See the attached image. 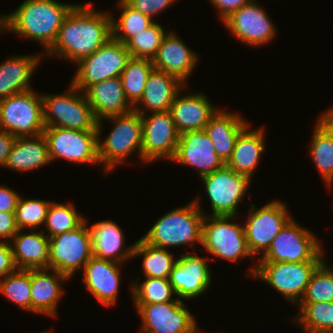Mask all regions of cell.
Wrapping results in <instances>:
<instances>
[{
	"instance_id": "6da1fadb",
	"label": "cell",
	"mask_w": 333,
	"mask_h": 333,
	"mask_svg": "<svg viewBox=\"0 0 333 333\" xmlns=\"http://www.w3.org/2000/svg\"><path fill=\"white\" fill-rule=\"evenodd\" d=\"M92 6V2L73 6L45 57L50 59L54 56L76 64L112 38V14Z\"/></svg>"
},
{
	"instance_id": "7a4b0ae2",
	"label": "cell",
	"mask_w": 333,
	"mask_h": 333,
	"mask_svg": "<svg viewBox=\"0 0 333 333\" xmlns=\"http://www.w3.org/2000/svg\"><path fill=\"white\" fill-rule=\"evenodd\" d=\"M73 4L56 0H24L7 13L8 30L42 44L46 53L55 43L60 27Z\"/></svg>"
},
{
	"instance_id": "3957f363",
	"label": "cell",
	"mask_w": 333,
	"mask_h": 333,
	"mask_svg": "<svg viewBox=\"0 0 333 333\" xmlns=\"http://www.w3.org/2000/svg\"><path fill=\"white\" fill-rule=\"evenodd\" d=\"M199 197L160 216L141 239L150 246L164 249L201 244L205 211Z\"/></svg>"
},
{
	"instance_id": "277c9868",
	"label": "cell",
	"mask_w": 333,
	"mask_h": 333,
	"mask_svg": "<svg viewBox=\"0 0 333 333\" xmlns=\"http://www.w3.org/2000/svg\"><path fill=\"white\" fill-rule=\"evenodd\" d=\"M104 120H111L114 127L107 137L101 139ZM98 160L109 173L118 165L125 164L129 156L136 152L142 161V118L134 109L120 115H113L97 121ZM139 154V155H138Z\"/></svg>"
},
{
	"instance_id": "5b68a950",
	"label": "cell",
	"mask_w": 333,
	"mask_h": 333,
	"mask_svg": "<svg viewBox=\"0 0 333 333\" xmlns=\"http://www.w3.org/2000/svg\"><path fill=\"white\" fill-rule=\"evenodd\" d=\"M68 87L65 93L41 94L45 127L97 130V120L84 92L72 83Z\"/></svg>"
},
{
	"instance_id": "8992f818",
	"label": "cell",
	"mask_w": 333,
	"mask_h": 333,
	"mask_svg": "<svg viewBox=\"0 0 333 333\" xmlns=\"http://www.w3.org/2000/svg\"><path fill=\"white\" fill-rule=\"evenodd\" d=\"M324 253L318 237L292 218L258 262H323Z\"/></svg>"
},
{
	"instance_id": "52a82bcc",
	"label": "cell",
	"mask_w": 333,
	"mask_h": 333,
	"mask_svg": "<svg viewBox=\"0 0 333 333\" xmlns=\"http://www.w3.org/2000/svg\"><path fill=\"white\" fill-rule=\"evenodd\" d=\"M322 262H257L246 276L267 283L292 304L302 300L307 285Z\"/></svg>"
},
{
	"instance_id": "ba28073f",
	"label": "cell",
	"mask_w": 333,
	"mask_h": 333,
	"mask_svg": "<svg viewBox=\"0 0 333 333\" xmlns=\"http://www.w3.org/2000/svg\"><path fill=\"white\" fill-rule=\"evenodd\" d=\"M43 100L33 89L0 100V130L17 137L43 134Z\"/></svg>"
},
{
	"instance_id": "9c48e42d",
	"label": "cell",
	"mask_w": 333,
	"mask_h": 333,
	"mask_svg": "<svg viewBox=\"0 0 333 333\" xmlns=\"http://www.w3.org/2000/svg\"><path fill=\"white\" fill-rule=\"evenodd\" d=\"M131 58L126 44L111 38L91 55L81 59L71 83L85 92L91 85L122 74Z\"/></svg>"
},
{
	"instance_id": "30bf717a",
	"label": "cell",
	"mask_w": 333,
	"mask_h": 333,
	"mask_svg": "<svg viewBox=\"0 0 333 333\" xmlns=\"http://www.w3.org/2000/svg\"><path fill=\"white\" fill-rule=\"evenodd\" d=\"M236 218V216L205 215L201 245L213 257L232 262L252 257L248 249L244 226L233 223Z\"/></svg>"
},
{
	"instance_id": "8fae6325",
	"label": "cell",
	"mask_w": 333,
	"mask_h": 333,
	"mask_svg": "<svg viewBox=\"0 0 333 333\" xmlns=\"http://www.w3.org/2000/svg\"><path fill=\"white\" fill-rule=\"evenodd\" d=\"M88 220L69 232L49 237V269L69 279L93 256L92 237Z\"/></svg>"
},
{
	"instance_id": "7c38bea8",
	"label": "cell",
	"mask_w": 333,
	"mask_h": 333,
	"mask_svg": "<svg viewBox=\"0 0 333 333\" xmlns=\"http://www.w3.org/2000/svg\"><path fill=\"white\" fill-rule=\"evenodd\" d=\"M51 162L64 159L73 164H99L97 130H74L62 127H45Z\"/></svg>"
},
{
	"instance_id": "4fadbf2b",
	"label": "cell",
	"mask_w": 333,
	"mask_h": 333,
	"mask_svg": "<svg viewBox=\"0 0 333 333\" xmlns=\"http://www.w3.org/2000/svg\"><path fill=\"white\" fill-rule=\"evenodd\" d=\"M204 191L211 204L210 216H237L238 206L247 195L251 179L238 174L226 165L201 177Z\"/></svg>"
},
{
	"instance_id": "5bb4252c",
	"label": "cell",
	"mask_w": 333,
	"mask_h": 333,
	"mask_svg": "<svg viewBox=\"0 0 333 333\" xmlns=\"http://www.w3.org/2000/svg\"><path fill=\"white\" fill-rule=\"evenodd\" d=\"M249 205L244 232L248 249L254 257L259 252L263 255L267 252L273 239L293 217L288 214L287 204L281 200L268 201L259 208Z\"/></svg>"
},
{
	"instance_id": "9a60e30c",
	"label": "cell",
	"mask_w": 333,
	"mask_h": 333,
	"mask_svg": "<svg viewBox=\"0 0 333 333\" xmlns=\"http://www.w3.org/2000/svg\"><path fill=\"white\" fill-rule=\"evenodd\" d=\"M141 320L142 333H197L195 317L183 300L166 303L134 304Z\"/></svg>"
},
{
	"instance_id": "2e32d148",
	"label": "cell",
	"mask_w": 333,
	"mask_h": 333,
	"mask_svg": "<svg viewBox=\"0 0 333 333\" xmlns=\"http://www.w3.org/2000/svg\"><path fill=\"white\" fill-rule=\"evenodd\" d=\"M142 118V161L164 158L172 161L178 145V132L170 111L141 114Z\"/></svg>"
},
{
	"instance_id": "e0dca14e",
	"label": "cell",
	"mask_w": 333,
	"mask_h": 333,
	"mask_svg": "<svg viewBox=\"0 0 333 333\" xmlns=\"http://www.w3.org/2000/svg\"><path fill=\"white\" fill-rule=\"evenodd\" d=\"M256 0H251L223 20L232 36L247 46H262L276 37V25ZM275 36V37H274Z\"/></svg>"
},
{
	"instance_id": "ac0fdd59",
	"label": "cell",
	"mask_w": 333,
	"mask_h": 333,
	"mask_svg": "<svg viewBox=\"0 0 333 333\" xmlns=\"http://www.w3.org/2000/svg\"><path fill=\"white\" fill-rule=\"evenodd\" d=\"M172 162L195 167L199 178L226 165L217 155L213 142L204 129L180 134Z\"/></svg>"
},
{
	"instance_id": "d6986e66",
	"label": "cell",
	"mask_w": 333,
	"mask_h": 333,
	"mask_svg": "<svg viewBox=\"0 0 333 333\" xmlns=\"http://www.w3.org/2000/svg\"><path fill=\"white\" fill-rule=\"evenodd\" d=\"M184 251L185 254L178 257L169 281L179 299L190 300L203 295L210 288L212 272L207 263L208 257L206 259L198 254L194 255L193 252L189 254L190 251Z\"/></svg>"
},
{
	"instance_id": "ffe728a7",
	"label": "cell",
	"mask_w": 333,
	"mask_h": 333,
	"mask_svg": "<svg viewBox=\"0 0 333 333\" xmlns=\"http://www.w3.org/2000/svg\"><path fill=\"white\" fill-rule=\"evenodd\" d=\"M198 54L186 45L176 32L170 30L161 41L152 59L154 69L175 76L185 85L197 66Z\"/></svg>"
},
{
	"instance_id": "44dd1931",
	"label": "cell",
	"mask_w": 333,
	"mask_h": 333,
	"mask_svg": "<svg viewBox=\"0 0 333 333\" xmlns=\"http://www.w3.org/2000/svg\"><path fill=\"white\" fill-rule=\"evenodd\" d=\"M121 263L92 256L83 268L85 288L105 307L116 304L121 279Z\"/></svg>"
},
{
	"instance_id": "7402d4cb",
	"label": "cell",
	"mask_w": 333,
	"mask_h": 333,
	"mask_svg": "<svg viewBox=\"0 0 333 333\" xmlns=\"http://www.w3.org/2000/svg\"><path fill=\"white\" fill-rule=\"evenodd\" d=\"M181 94L176 95L169 109L178 132L204 129L218 109L203 93Z\"/></svg>"
},
{
	"instance_id": "603a6c76",
	"label": "cell",
	"mask_w": 333,
	"mask_h": 333,
	"mask_svg": "<svg viewBox=\"0 0 333 333\" xmlns=\"http://www.w3.org/2000/svg\"><path fill=\"white\" fill-rule=\"evenodd\" d=\"M30 279L31 312L56 317L57 306L65 293L61 282L69 278L56 270L45 268L30 269Z\"/></svg>"
},
{
	"instance_id": "cb8c5ba5",
	"label": "cell",
	"mask_w": 333,
	"mask_h": 333,
	"mask_svg": "<svg viewBox=\"0 0 333 333\" xmlns=\"http://www.w3.org/2000/svg\"><path fill=\"white\" fill-rule=\"evenodd\" d=\"M186 87L175 76L153 69L147 78L141 99L133 106L134 110L140 114H146L147 111H168L176 95Z\"/></svg>"
},
{
	"instance_id": "d4e9b609",
	"label": "cell",
	"mask_w": 333,
	"mask_h": 333,
	"mask_svg": "<svg viewBox=\"0 0 333 333\" xmlns=\"http://www.w3.org/2000/svg\"><path fill=\"white\" fill-rule=\"evenodd\" d=\"M84 94L97 121L134 109L125 96L120 76L91 85Z\"/></svg>"
},
{
	"instance_id": "484cf974",
	"label": "cell",
	"mask_w": 333,
	"mask_h": 333,
	"mask_svg": "<svg viewBox=\"0 0 333 333\" xmlns=\"http://www.w3.org/2000/svg\"><path fill=\"white\" fill-rule=\"evenodd\" d=\"M89 228L94 257L121 264L130 258L133 259L135 243L124 247V232L118 224L111 220H100L91 224Z\"/></svg>"
},
{
	"instance_id": "4316f807",
	"label": "cell",
	"mask_w": 333,
	"mask_h": 333,
	"mask_svg": "<svg viewBox=\"0 0 333 333\" xmlns=\"http://www.w3.org/2000/svg\"><path fill=\"white\" fill-rule=\"evenodd\" d=\"M250 129L249 122L238 135L226 166L252 180L265 149V129L263 126L253 130Z\"/></svg>"
},
{
	"instance_id": "83f0119b",
	"label": "cell",
	"mask_w": 333,
	"mask_h": 333,
	"mask_svg": "<svg viewBox=\"0 0 333 333\" xmlns=\"http://www.w3.org/2000/svg\"><path fill=\"white\" fill-rule=\"evenodd\" d=\"M19 229L9 241L13 257L18 269H45L49 268V238L42 229L29 230L22 233Z\"/></svg>"
},
{
	"instance_id": "f1b7e54d",
	"label": "cell",
	"mask_w": 333,
	"mask_h": 333,
	"mask_svg": "<svg viewBox=\"0 0 333 333\" xmlns=\"http://www.w3.org/2000/svg\"><path fill=\"white\" fill-rule=\"evenodd\" d=\"M248 124L242 115L219 109L204 128L225 164L232 155L238 135Z\"/></svg>"
},
{
	"instance_id": "f546056e",
	"label": "cell",
	"mask_w": 333,
	"mask_h": 333,
	"mask_svg": "<svg viewBox=\"0 0 333 333\" xmlns=\"http://www.w3.org/2000/svg\"><path fill=\"white\" fill-rule=\"evenodd\" d=\"M41 57L40 54L14 55L0 63V100L32 89L30 80Z\"/></svg>"
},
{
	"instance_id": "4dcf8cb0",
	"label": "cell",
	"mask_w": 333,
	"mask_h": 333,
	"mask_svg": "<svg viewBox=\"0 0 333 333\" xmlns=\"http://www.w3.org/2000/svg\"><path fill=\"white\" fill-rule=\"evenodd\" d=\"M46 137L43 134L36 136L17 137L5 168L18 172H27L50 164Z\"/></svg>"
},
{
	"instance_id": "1f68e13d",
	"label": "cell",
	"mask_w": 333,
	"mask_h": 333,
	"mask_svg": "<svg viewBox=\"0 0 333 333\" xmlns=\"http://www.w3.org/2000/svg\"><path fill=\"white\" fill-rule=\"evenodd\" d=\"M309 156L327 188L333 187V126L320 115L310 140Z\"/></svg>"
},
{
	"instance_id": "d6a6232c",
	"label": "cell",
	"mask_w": 333,
	"mask_h": 333,
	"mask_svg": "<svg viewBox=\"0 0 333 333\" xmlns=\"http://www.w3.org/2000/svg\"><path fill=\"white\" fill-rule=\"evenodd\" d=\"M143 256L142 269L145 277L169 279L178 257L164 248H157L145 243L141 238L135 242L133 258Z\"/></svg>"
},
{
	"instance_id": "836d02e7",
	"label": "cell",
	"mask_w": 333,
	"mask_h": 333,
	"mask_svg": "<svg viewBox=\"0 0 333 333\" xmlns=\"http://www.w3.org/2000/svg\"><path fill=\"white\" fill-rule=\"evenodd\" d=\"M293 321L305 333H333V302L299 303Z\"/></svg>"
},
{
	"instance_id": "e575fe53",
	"label": "cell",
	"mask_w": 333,
	"mask_h": 333,
	"mask_svg": "<svg viewBox=\"0 0 333 333\" xmlns=\"http://www.w3.org/2000/svg\"><path fill=\"white\" fill-rule=\"evenodd\" d=\"M117 2L121 14L118 20L112 16V38L126 44L133 36L150 26L154 20L131 7L125 0Z\"/></svg>"
},
{
	"instance_id": "d590c367",
	"label": "cell",
	"mask_w": 333,
	"mask_h": 333,
	"mask_svg": "<svg viewBox=\"0 0 333 333\" xmlns=\"http://www.w3.org/2000/svg\"><path fill=\"white\" fill-rule=\"evenodd\" d=\"M154 69L152 60L131 57L120 75L125 96L134 106L143 94L147 78Z\"/></svg>"
},
{
	"instance_id": "8d00e7d4",
	"label": "cell",
	"mask_w": 333,
	"mask_h": 333,
	"mask_svg": "<svg viewBox=\"0 0 333 333\" xmlns=\"http://www.w3.org/2000/svg\"><path fill=\"white\" fill-rule=\"evenodd\" d=\"M85 219L77 212L72 202L64 204L54 201L49 206L44 223L45 230L42 231L49 238L75 229Z\"/></svg>"
},
{
	"instance_id": "74e56055",
	"label": "cell",
	"mask_w": 333,
	"mask_h": 333,
	"mask_svg": "<svg viewBox=\"0 0 333 333\" xmlns=\"http://www.w3.org/2000/svg\"><path fill=\"white\" fill-rule=\"evenodd\" d=\"M138 279L139 276L130 288L134 304L166 303L176 299L169 279L146 277L141 284H137Z\"/></svg>"
},
{
	"instance_id": "f35d334b",
	"label": "cell",
	"mask_w": 333,
	"mask_h": 333,
	"mask_svg": "<svg viewBox=\"0 0 333 333\" xmlns=\"http://www.w3.org/2000/svg\"><path fill=\"white\" fill-rule=\"evenodd\" d=\"M0 293L21 309L31 312L30 269H17L0 279Z\"/></svg>"
},
{
	"instance_id": "ab89813d",
	"label": "cell",
	"mask_w": 333,
	"mask_h": 333,
	"mask_svg": "<svg viewBox=\"0 0 333 333\" xmlns=\"http://www.w3.org/2000/svg\"><path fill=\"white\" fill-rule=\"evenodd\" d=\"M162 26L154 21L150 26L133 36L126 43L131 57L152 60L167 33Z\"/></svg>"
},
{
	"instance_id": "60d3db41",
	"label": "cell",
	"mask_w": 333,
	"mask_h": 333,
	"mask_svg": "<svg viewBox=\"0 0 333 333\" xmlns=\"http://www.w3.org/2000/svg\"><path fill=\"white\" fill-rule=\"evenodd\" d=\"M324 260L314 271L300 303L333 302V267Z\"/></svg>"
},
{
	"instance_id": "b9f144b4",
	"label": "cell",
	"mask_w": 333,
	"mask_h": 333,
	"mask_svg": "<svg viewBox=\"0 0 333 333\" xmlns=\"http://www.w3.org/2000/svg\"><path fill=\"white\" fill-rule=\"evenodd\" d=\"M51 202L44 199H25L21 196L15 210L17 227L22 230H35L44 226Z\"/></svg>"
},
{
	"instance_id": "7bdbcfd3",
	"label": "cell",
	"mask_w": 333,
	"mask_h": 333,
	"mask_svg": "<svg viewBox=\"0 0 333 333\" xmlns=\"http://www.w3.org/2000/svg\"><path fill=\"white\" fill-rule=\"evenodd\" d=\"M131 7L139 10L142 14L150 17L155 21L154 17L159 13L168 9L177 0H125Z\"/></svg>"
},
{
	"instance_id": "ee69618b",
	"label": "cell",
	"mask_w": 333,
	"mask_h": 333,
	"mask_svg": "<svg viewBox=\"0 0 333 333\" xmlns=\"http://www.w3.org/2000/svg\"><path fill=\"white\" fill-rule=\"evenodd\" d=\"M17 269L10 242L0 241V278H4Z\"/></svg>"
},
{
	"instance_id": "f6af8a7d",
	"label": "cell",
	"mask_w": 333,
	"mask_h": 333,
	"mask_svg": "<svg viewBox=\"0 0 333 333\" xmlns=\"http://www.w3.org/2000/svg\"><path fill=\"white\" fill-rule=\"evenodd\" d=\"M18 230L15 212L0 211V241H10Z\"/></svg>"
},
{
	"instance_id": "bcb514c9",
	"label": "cell",
	"mask_w": 333,
	"mask_h": 333,
	"mask_svg": "<svg viewBox=\"0 0 333 333\" xmlns=\"http://www.w3.org/2000/svg\"><path fill=\"white\" fill-rule=\"evenodd\" d=\"M211 4L217 9V13L219 14V18L223 21L226 19L231 13L238 10L243 5L248 4L251 0H209Z\"/></svg>"
},
{
	"instance_id": "7dc6e473",
	"label": "cell",
	"mask_w": 333,
	"mask_h": 333,
	"mask_svg": "<svg viewBox=\"0 0 333 333\" xmlns=\"http://www.w3.org/2000/svg\"><path fill=\"white\" fill-rule=\"evenodd\" d=\"M21 195L5 185H0V211L15 212Z\"/></svg>"
},
{
	"instance_id": "c3c4849f",
	"label": "cell",
	"mask_w": 333,
	"mask_h": 333,
	"mask_svg": "<svg viewBox=\"0 0 333 333\" xmlns=\"http://www.w3.org/2000/svg\"><path fill=\"white\" fill-rule=\"evenodd\" d=\"M15 140L16 137L13 134L0 130V167H5Z\"/></svg>"
},
{
	"instance_id": "681fc988",
	"label": "cell",
	"mask_w": 333,
	"mask_h": 333,
	"mask_svg": "<svg viewBox=\"0 0 333 333\" xmlns=\"http://www.w3.org/2000/svg\"><path fill=\"white\" fill-rule=\"evenodd\" d=\"M329 125L333 126V106L320 115Z\"/></svg>"
},
{
	"instance_id": "f907efd6",
	"label": "cell",
	"mask_w": 333,
	"mask_h": 333,
	"mask_svg": "<svg viewBox=\"0 0 333 333\" xmlns=\"http://www.w3.org/2000/svg\"><path fill=\"white\" fill-rule=\"evenodd\" d=\"M8 16L4 14L3 16H0V33L8 30Z\"/></svg>"
}]
</instances>
